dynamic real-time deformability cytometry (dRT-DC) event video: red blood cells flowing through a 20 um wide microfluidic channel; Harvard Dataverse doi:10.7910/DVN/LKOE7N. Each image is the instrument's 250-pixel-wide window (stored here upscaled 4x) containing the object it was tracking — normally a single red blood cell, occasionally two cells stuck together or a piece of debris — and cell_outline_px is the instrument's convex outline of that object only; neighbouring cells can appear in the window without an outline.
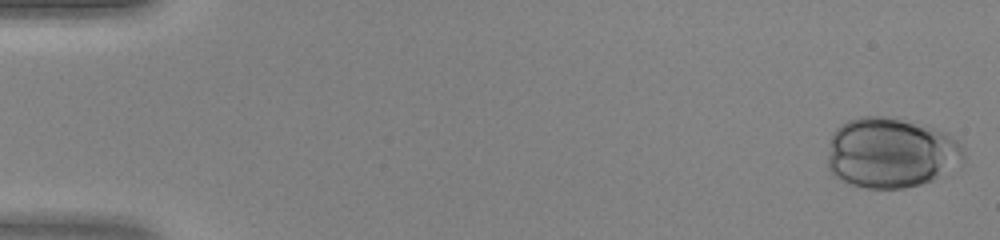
{"species": "human", "species_latin": "Homo sapiens", "temperature_condition": "warm", "stored_images_in_passage": 41, "camera_frame_rate_fps": 3000, "um_per_image_px": 0.085, "donor": {"sex": "female"}, "frame": {"image": 1, "passage_image": 1, "time_ms": 0.0, "image_size_px": [1000, 240], "cell_outline_px": [[964, 160], [932, 180], [920, 184], [904, 188], [868, 188], [848, 184], [836, 176], [828, 168], [828, 156], [832, 132], [840, 124], [848, 120], [860, 116], [880, 116], [900, 120], [932, 128], [944, 132], [952, 136], [964, 148]], "centroid_in_image_um": [75.69, 12.99], "position_along_channel_um": 9.3, "area_um2": 55.26}}
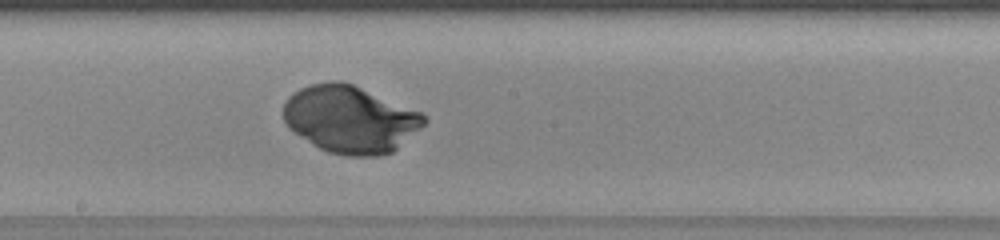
{"frame": {"image": 2, "passage_image": 26, "time_ms": 8.333, "image_size_px": [1000, 240], "cell_outline_px": [[428, 120], [420, 128], [392, 152], [376, 156], [344, 156], [328, 152], [320, 148], [288, 128], [284, 120], [284, 104], [288, 96], [292, 92], [308, 84], [328, 80], [344, 80], [420, 112]], "centroid_in_image_um": [29.73, 10.11], "position_along_channel_um": 218.5, "area_um2": 55.03}}
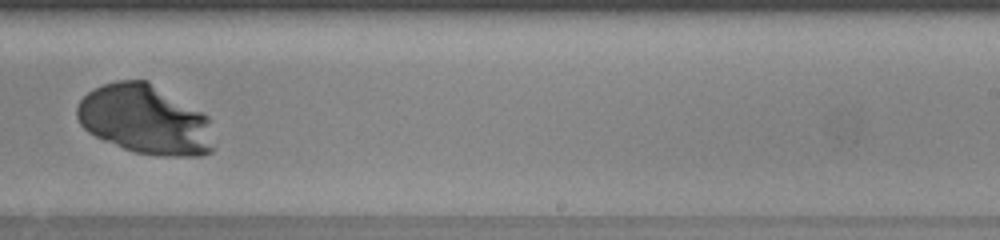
{"frame": {"image": 3, "passage_image": 30, "time_ms": 9.667, "image_size_px": [1000, 240], "cell_outline_px": [[216, 148], [212, 152], [200, 156], [160, 156], [132, 152], [104, 140], [88, 132], [80, 124], [76, 116], [76, 108], [80, 100], [88, 92], [104, 84], [116, 80], [148, 80], [208, 116]], "centroid_in_image_um": [12.35, 10.19], "position_along_channel_um": 276.6, "area_um2": 55.6}}